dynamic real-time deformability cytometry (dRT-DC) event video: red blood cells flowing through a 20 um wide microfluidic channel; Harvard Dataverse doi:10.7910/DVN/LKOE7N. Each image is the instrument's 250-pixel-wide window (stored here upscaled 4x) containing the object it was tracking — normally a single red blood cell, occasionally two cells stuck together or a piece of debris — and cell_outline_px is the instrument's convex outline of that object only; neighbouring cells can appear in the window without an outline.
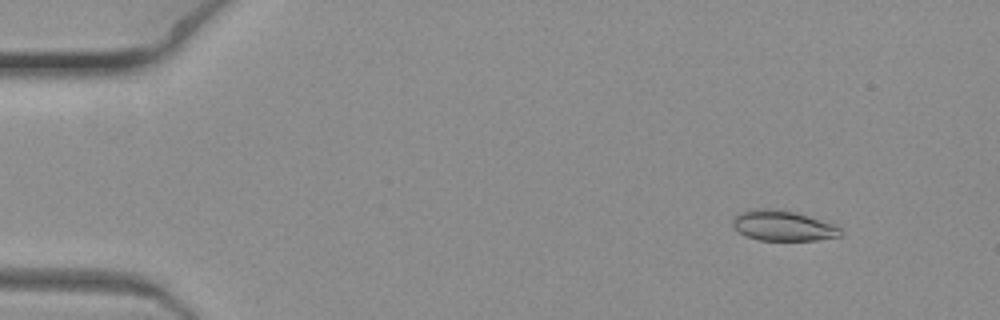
{"species": "common noctule bat (a hibernating species)", "species_latin": "Nyctalus noctula", "temperature_condition": "warm", "stored_images_in_passage": 7, "camera_frame_rate_fps": 3000, "um_per_image_px": 0.085, "animal": {"sex": "female", "body_mass_g": 19.3, "forearm_length_mm": 54.1}, "frame": {"image": 1, "passage_image": 3, "time_ms": 0.667, "image_size_px": [1000, 320], "cell_outline_px": [[844, 232], [840, 236], [816, 240], [760, 240], [748, 236], [740, 232], [732, 224], [732, 216], [740, 212], [756, 208], [768, 208], [792, 212], [832, 224], [840, 228]], "centroid_in_image_um": [66.51, 19.19], "position_along_channel_um": 18.5, "area_um2": 18.67}}
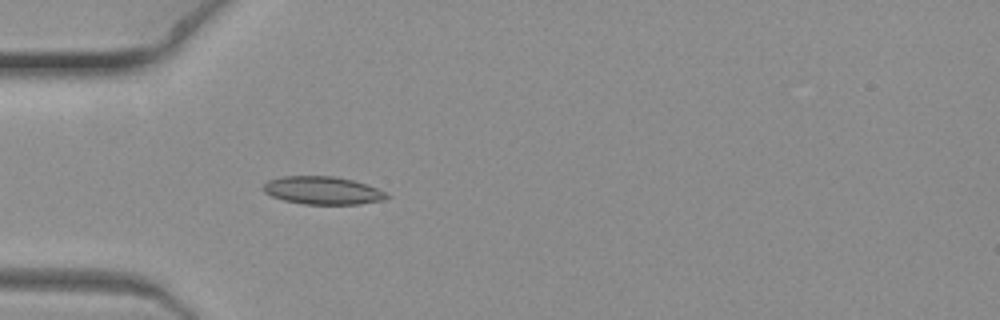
{"frame": {"image": 2, "passage_image": 7, "time_ms": 2.0, "image_size_px": [1000, 320], "cell_outline_px": [[392, 196], [384, 200], [360, 204], [304, 204], [284, 200], [272, 196], [264, 192], [260, 188], [268, 180], [284, 176], [336, 176], [352, 180], [388, 192]], "centroid_in_image_um": [27.44, 16.19], "position_along_channel_um": 57.6, "area_um2": 20.17}}